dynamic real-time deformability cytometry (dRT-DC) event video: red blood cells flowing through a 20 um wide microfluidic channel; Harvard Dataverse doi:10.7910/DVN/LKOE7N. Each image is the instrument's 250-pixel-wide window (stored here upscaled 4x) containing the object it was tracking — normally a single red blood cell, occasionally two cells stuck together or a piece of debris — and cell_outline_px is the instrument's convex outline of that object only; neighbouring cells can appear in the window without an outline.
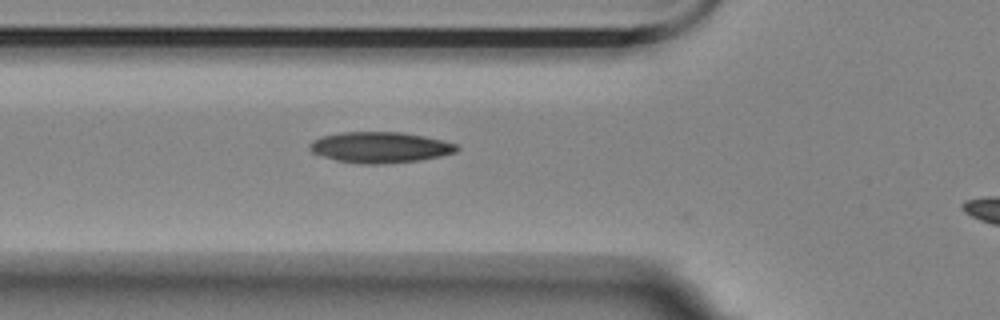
{"species": "Egyptian fruit bat (a non-hibernating species)", "species_latin": "Rousettus aegyptiacus", "temperature_condition": "room temperature", "stored_images_in_passage": 41, "camera_frame_rate_fps": 3000, "um_per_image_px": 0.085, "animal": {"sex": "female"}, "frame": {"image": 1, "passage_image": 12, "time_ms": 3.667, "image_size_px": [1000, 320], "cell_outline_px": [[460, 148], [456, 152], [440, 156], [420, 160], [380, 164], [360, 164], [336, 160], [312, 152], [308, 148], [308, 144], [312, 140], [320, 136], [340, 132], [400, 132], [424, 136], [444, 140], [456, 144]], "centroid_in_image_um": [32.29, 12.52], "position_along_channel_um": 93.5, "area_um2": 26.59}}
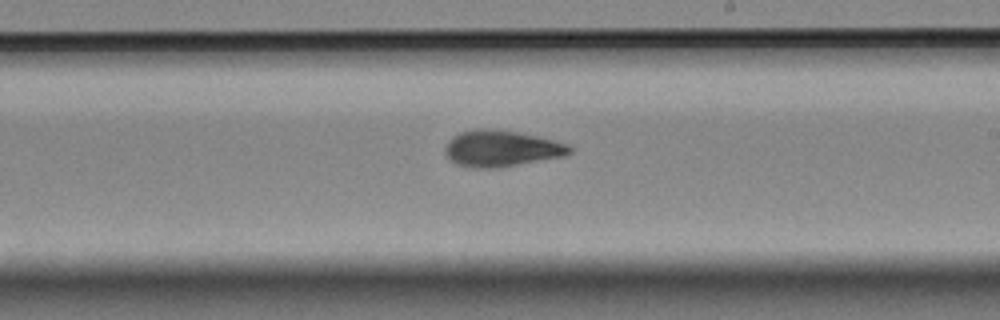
{"frame": {"image": 2, "passage_image": 25, "time_ms": 8.0, "image_size_px": [1000, 320], "cell_outline_px": [[572, 152], [564, 156], [496, 168], [472, 168], [456, 164], [444, 152], [444, 148], [448, 140], [452, 136], [460, 132], [476, 128], [488, 128], [516, 132], [536, 136], [568, 144], [572, 148]], "centroid_in_image_um": [42.58, 12.62], "position_along_channel_um": 246.4, "area_um2": 26.24}}
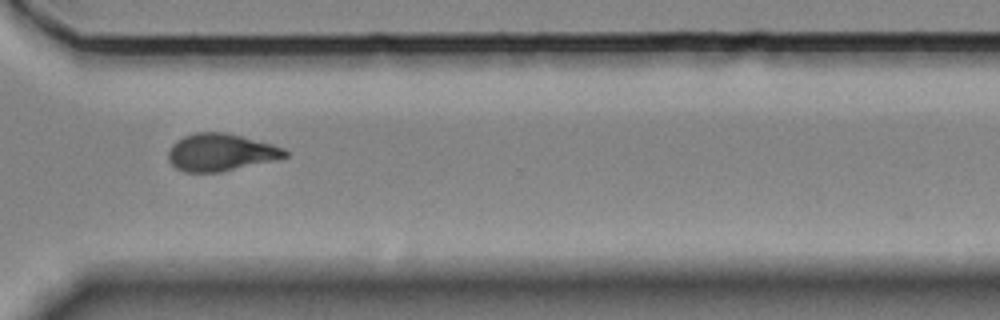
{"frame": {"image": 3, "passage_image": 34, "time_ms": 11.0, "image_size_px": [1000, 320], "cell_outline_px": [[288, 156], [276, 160], [220, 172], [184, 172], [176, 168], [168, 160], [168, 152], [172, 144], [176, 140], [184, 136], [196, 132], [224, 132], [272, 144], [284, 148], [288, 152]], "centroid_in_image_um": [18.75, 12.95], "position_along_channel_um": 351.9, "area_um2": 25.37}, "authors_computed_cell_mechanics": {"area_um2": 25.0852, "velocity_mm_per_s": 3.51, "shape_relaxation_time_tau1_ms": 4.2869, "shape_relaxation_time_tau2_ms": 2.7903, "deformation_change_tau1": 0.1346, "deformation_change_tau2": 0.0885}}